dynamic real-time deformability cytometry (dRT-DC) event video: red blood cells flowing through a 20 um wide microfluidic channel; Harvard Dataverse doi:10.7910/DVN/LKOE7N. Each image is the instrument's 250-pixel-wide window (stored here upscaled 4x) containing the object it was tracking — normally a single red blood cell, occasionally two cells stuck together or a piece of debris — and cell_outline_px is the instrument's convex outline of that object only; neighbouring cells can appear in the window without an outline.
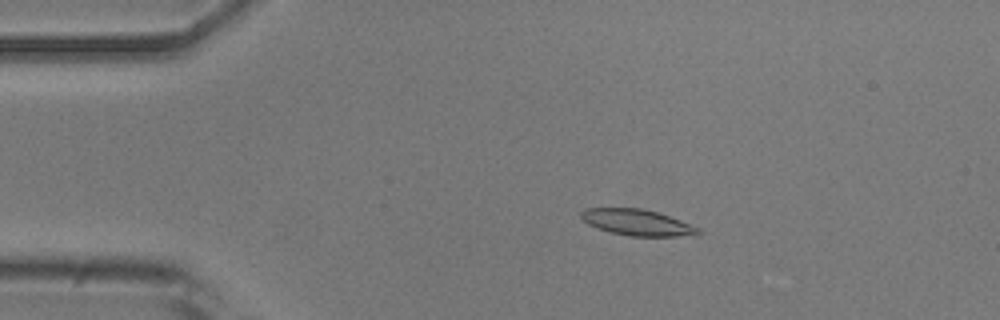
{"species": "common noctule bat (a hibernating species)", "species_latin": "Nyctalus noctula", "temperature_condition": "room temperature", "stored_images_in_passage": 30, "camera_frame_rate_fps": 3000, "um_per_image_px": 0.085, "animal": {"sex": "male", "body_mass_g": 20.5, "forearm_length_mm": 52.5}, "frame": {"image": 1, "passage_image": 10, "time_ms": 3.0, "image_size_px": [1000, 320], "cell_outline_px": [[704, 232], [676, 236], [628, 236], [612, 232], [588, 224], [580, 216], [580, 212], [584, 208], [640, 208], [656, 212], [680, 220], [700, 228]], "centroid_in_image_um": [54.14, 18.9], "position_along_channel_um": 30.9, "area_um2": 17.51}}
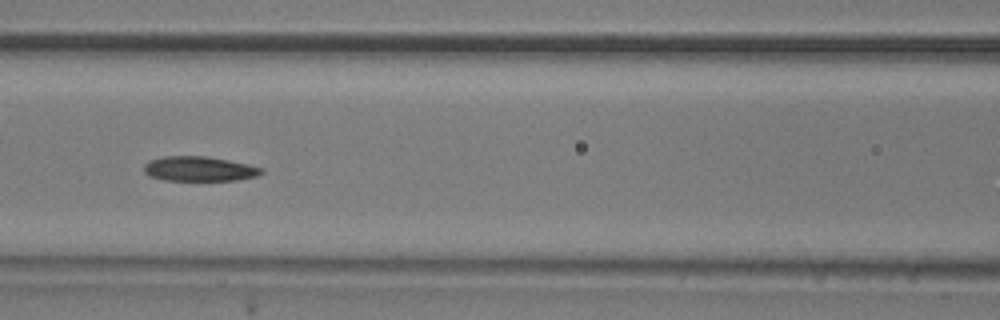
{"frame": {"image": 2, "passage_image": 23, "time_ms": 7.333, "image_size_px": [1000, 320], "cell_outline_px": [[264, 172], [256, 176], [236, 180], [164, 180], [148, 176], [144, 172], [144, 164], [152, 160], [164, 156], [204, 156], [228, 160], [248, 164], [264, 168]], "centroid_in_image_um": [16.94, 14.35], "position_along_channel_um": 149.7, "area_um2": 16.88}}
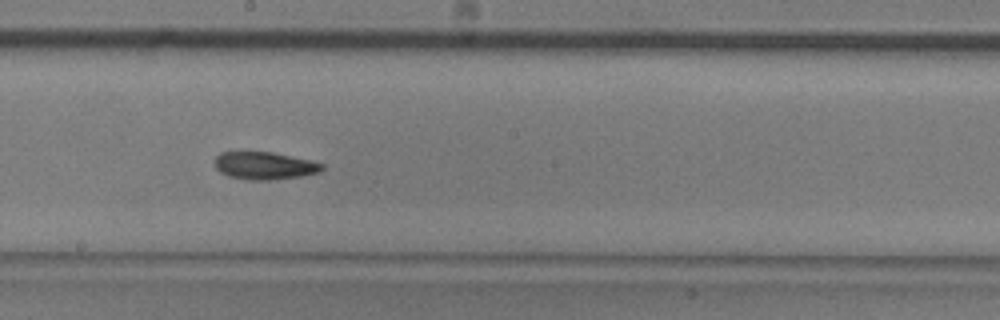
{"frame": {"image": 3, "passage_image": 29, "time_ms": 9.333, "image_size_px": [1000, 320], "cell_outline_px": [[324, 168], [320, 172], [300, 176], [272, 180], [248, 180], [228, 176], [220, 172], [216, 168], [216, 156], [220, 152], [272, 152], [308, 160], [324, 164]], "centroid_in_image_um": [22.48, 14.09], "position_along_channel_um": 225.7, "area_um2": 17.11}}